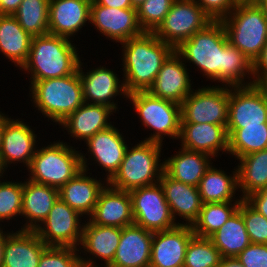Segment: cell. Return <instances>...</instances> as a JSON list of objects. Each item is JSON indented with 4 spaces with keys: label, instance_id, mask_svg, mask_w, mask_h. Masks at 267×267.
Wrapping results in <instances>:
<instances>
[{
    "label": "cell",
    "instance_id": "cell-19",
    "mask_svg": "<svg viewBox=\"0 0 267 267\" xmlns=\"http://www.w3.org/2000/svg\"><path fill=\"white\" fill-rule=\"evenodd\" d=\"M188 70L187 64L174 50L164 61L148 92L155 97L181 104L194 90Z\"/></svg>",
    "mask_w": 267,
    "mask_h": 267
},
{
    "label": "cell",
    "instance_id": "cell-42",
    "mask_svg": "<svg viewBox=\"0 0 267 267\" xmlns=\"http://www.w3.org/2000/svg\"><path fill=\"white\" fill-rule=\"evenodd\" d=\"M80 256L75 247H48L42 253L38 267H79Z\"/></svg>",
    "mask_w": 267,
    "mask_h": 267
},
{
    "label": "cell",
    "instance_id": "cell-22",
    "mask_svg": "<svg viewBox=\"0 0 267 267\" xmlns=\"http://www.w3.org/2000/svg\"><path fill=\"white\" fill-rule=\"evenodd\" d=\"M153 232L132 224L121 228L115 257L108 267H150Z\"/></svg>",
    "mask_w": 267,
    "mask_h": 267
},
{
    "label": "cell",
    "instance_id": "cell-15",
    "mask_svg": "<svg viewBox=\"0 0 267 267\" xmlns=\"http://www.w3.org/2000/svg\"><path fill=\"white\" fill-rule=\"evenodd\" d=\"M267 123V96L257 84L230 87L226 128Z\"/></svg>",
    "mask_w": 267,
    "mask_h": 267
},
{
    "label": "cell",
    "instance_id": "cell-33",
    "mask_svg": "<svg viewBox=\"0 0 267 267\" xmlns=\"http://www.w3.org/2000/svg\"><path fill=\"white\" fill-rule=\"evenodd\" d=\"M237 161L238 191L241 199L267 188V149L250 153Z\"/></svg>",
    "mask_w": 267,
    "mask_h": 267
},
{
    "label": "cell",
    "instance_id": "cell-29",
    "mask_svg": "<svg viewBox=\"0 0 267 267\" xmlns=\"http://www.w3.org/2000/svg\"><path fill=\"white\" fill-rule=\"evenodd\" d=\"M47 248L35 231L12 230L4 244L2 267H38Z\"/></svg>",
    "mask_w": 267,
    "mask_h": 267
},
{
    "label": "cell",
    "instance_id": "cell-26",
    "mask_svg": "<svg viewBox=\"0 0 267 267\" xmlns=\"http://www.w3.org/2000/svg\"><path fill=\"white\" fill-rule=\"evenodd\" d=\"M26 180V181H25ZM22 182L21 230L35 231L47 218L53 204L59 198L57 188L25 179Z\"/></svg>",
    "mask_w": 267,
    "mask_h": 267
},
{
    "label": "cell",
    "instance_id": "cell-3",
    "mask_svg": "<svg viewBox=\"0 0 267 267\" xmlns=\"http://www.w3.org/2000/svg\"><path fill=\"white\" fill-rule=\"evenodd\" d=\"M71 39L56 35L33 36L30 52L20 70L30 75V81L65 77L78 70L81 61Z\"/></svg>",
    "mask_w": 267,
    "mask_h": 267
},
{
    "label": "cell",
    "instance_id": "cell-14",
    "mask_svg": "<svg viewBox=\"0 0 267 267\" xmlns=\"http://www.w3.org/2000/svg\"><path fill=\"white\" fill-rule=\"evenodd\" d=\"M32 126L24 119H12L3 114V138L0 150V164L6 172L11 164L22 163L29 167L38 148V138ZM37 140V141H36Z\"/></svg>",
    "mask_w": 267,
    "mask_h": 267
},
{
    "label": "cell",
    "instance_id": "cell-25",
    "mask_svg": "<svg viewBox=\"0 0 267 267\" xmlns=\"http://www.w3.org/2000/svg\"><path fill=\"white\" fill-rule=\"evenodd\" d=\"M159 182L176 223L192 226L198 219L203 205L198 187L174 180L165 171H163ZM177 216L185 223L184 221L182 223L177 222Z\"/></svg>",
    "mask_w": 267,
    "mask_h": 267
},
{
    "label": "cell",
    "instance_id": "cell-10",
    "mask_svg": "<svg viewBox=\"0 0 267 267\" xmlns=\"http://www.w3.org/2000/svg\"><path fill=\"white\" fill-rule=\"evenodd\" d=\"M212 21L195 0H175L164 21L153 33L176 49Z\"/></svg>",
    "mask_w": 267,
    "mask_h": 267
},
{
    "label": "cell",
    "instance_id": "cell-11",
    "mask_svg": "<svg viewBox=\"0 0 267 267\" xmlns=\"http://www.w3.org/2000/svg\"><path fill=\"white\" fill-rule=\"evenodd\" d=\"M134 224L152 232L178 225L174 220L160 182L130 191Z\"/></svg>",
    "mask_w": 267,
    "mask_h": 267
},
{
    "label": "cell",
    "instance_id": "cell-50",
    "mask_svg": "<svg viewBox=\"0 0 267 267\" xmlns=\"http://www.w3.org/2000/svg\"><path fill=\"white\" fill-rule=\"evenodd\" d=\"M11 232L12 231H9V230L5 231L4 227H0V267H2V264H3V251H4V244H5V241H6V237Z\"/></svg>",
    "mask_w": 267,
    "mask_h": 267
},
{
    "label": "cell",
    "instance_id": "cell-8",
    "mask_svg": "<svg viewBox=\"0 0 267 267\" xmlns=\"http://www.w3.org/2000/svg\"><path fill=\"white\" fill-rule=\"evenodd\" d=\"M125 100L130 101L132 109L138 115L145 129L153 130L145 141L164 144V137L178 140L181 127L180 104L153 96L148 91L127 94Z\"/></svg>",
    "mask_w": 267,
    "mask_h": 267
},
{
    "label": "cell",
    "instance_id": "cell-57",
    "mask_svg": "<svg viewBox=\"0 0 267 267\" xmlns=\"http://www.w3.org/2000/svg\"><path fill=\"white\" fill-rule=\"evenodd\" d=\"M238 2H245L246 0H237Z\"/></svg>",
    "mask_w": 267,
    "mask_h": 267
},
{
    "label": "cell",
    "instance_id": "cell-51",
    "mask_svg": "<svg viewBox=\"0 0 267 267\" xmlns=\"http://www.w3.org/2000/svg\"><path fill=\"white\" fill-rule=\"evenodd\" d=\"M267 96V75L257 84Z\"/></svg>",
    "mask_w": 267,
    "mask_h": 267
},
{
    "label": "cell",
    "instance_id": "cell-49",
    "mask_svg": "<svg viewBox=\"0 0 267 267\" xmlns=\"http://www.w3.org/2000/svg\"><path fill=\"white\" fill-rule=\"evenodd\" d=\"M218 267H244V266L237 259V257H225V258H221V261Z\"/></svg>",
    "mask_w": 267,
    "mask_h": 267
},
{
    "label": "cell",
    "instance_id": "cell-12",
    "mask_svg": "<svg viewBox=\"0 0 267 267\" xmlns=\"http://www.w3.org/2000/svg\"><path fill=\"white\" fill-rule=\"evenodd\" d=\"M81 217L85 218L58 198L35 232L48 247L79 248L84 225Z\"/></svg>",
    "mask_w": 267,
    "mask_h": 267
},
{
    "label": "cell",
    "instance_id": "cell-44",
    "mask_svg": "<svg viewBox=\"0 0 267 267\" xmlns=\"http://www.w3.org/2000/svg\"><path fill=\"white\" fill-rule=\"evenodd\" d=\"M195 2L212 20L226 17L238 4L237 0H195Z\"/></svg>",
    "mask_w": 267,
    "mask_h": 267
},
{
    "label": "cell",
    "instance_id": "cell-2",
    "mask_svg": "<svg viewBox=\"0 0 267 267\" xmlns=\"http://www.w3.org/2000/svg\"><path fill=\"white\" fill-rule=\"evenodd\" d=\"M122 45V71L127 94L148 91L164 61L175 50L153 32H144Z\"/></svg>",
    "mask_w": 267,
    "mask_h": 267
},
{
    "label": "cell",
    "instance_id": "cell-43",
    "mask_svg": "<svg viewBox=\"0 0 267 267\" xmlns=\"http://www.w3.org/2000/svg\"><path fill=\"white\" fill-rule=\"evenodd\" d=\"M236 257L244 267H267V244L250 243Z\"/></svg>",
    "mask_w": 267,
    "mask_h": 267
},
{
    "label": "cell",
    "instance_id": "cell-7",
    "mask_svg": "<svg viewBox=\"0 0 267 267\" xmlns=\"http://www.w3.org/2000/svg\"><path fill=\"white\" fill-rule=\"evenodd\" d=\"M229 43L254 62L267 43V14L258 4L238 2L224 18Z\"/></svg>",
    "mask_w": 267,
    "mask_h": 267
},
{
    "label": "cell",
    "instance_id": "cell-56",
    "mask_svg": "<svg viewBox=\"0 0 267 267\" xmlns=\"http://www.w3.org/2000/svg\"><path fill=\"white\" fill-rule=\"evenodd\" d=\"M261 0H246L245 2L252 3V4H258Z\"/></svg>",
    "mask_w": 267,
    "mask_h": 267
},
{
    "label": "cell",
    "instance_id": "cell-20",
    "mask_svg": "<svg viewBox=\"0 0 267 267\" xmlns=\"http://www.w3.org/2000/svg\"><path fill=\"white\" fill-rule=\"evenodd\" d=\"M191 225L153 232L150 267H183L189 241L194 237Z\"/></svg>",
    "mask_w": 267,
    "mask_h": 267
},
{
    "label": "cell",
    "instance_id": "cell-32",
    "mask_svg": "<svg viewBox=\"0 0 267 267\" xmlns=\"http://www.w3.org/2000/svg\"><path fill=\"white\" fill-rule=\"evenodd\" d=\"M32 36L13 15H0V53L19 69L26 62Z\"/></svg>",
    "mask_w": 267,
    "mask_h": 267
},
{
    "label": "cell",
    "instance_id": "cell-18",
    "mask_svg": "<svg viewBox=\"0 0 267 267\" xmlns=\"http://www.w3.org/2000/svg\"><path fill=\"white\" fill-rule=\"evenodd\" d=\"M83 221L85 223L83 225L82 240L78 248L79 253H84L83 255L85 257L83 255L80 256L81 265L89 267H100L103 265L104 267H108L115 257L121 237V228L96 225L88 219H83ZM96 259L101 260V262L103 260L104 264L101 263L99 265Z\"/></svg>",
    "mask_w": 267,
    "mask_h": 267
},
{
    "label": "cell",
    "instance_id": "cell-5",
    "mask_svg": "<svg viewBox=\"0 0 267 267\" xmlns=\"http://www.w3.org/2000/svg\"><path fill=\"white\" fill-rule=\"evenodd\" d=\"M132 145L128 146L119 170L108 181L115 189L130 192L153 185L164 171V161L160 159L163 144L140 140Z\"/></svg>",
    "mask_w": 267,
    "mask_h": 267
},
{
    "label": "cell",
    "instance_id": "cell-16",
    "mask_svg": "<svg viewBox=\"0 0 267 267\" xmlns=\"http://www.w3.org/2000/svg\"><path fill=\"white\" fill-rule=\"evenodd\" d=\"M83 62L80 61L78 73L80 76L84 103L106 105L112 108L115 112L119 111L116 97L122 96L127 98V92L124 87L123 80L113 69H108L106 66H99L84 72ZM120 80V81H119Z\"/></svg>",
    "mask_w": 267,
    "mask_h": 267
},
{
    "label": "cell",
    "instance_id": "cell-53",
    "mask_svg": "<svg viewBox=\"0 0 267 267\" xmlns=\"http://www.w3.org/2000/svg\"><path fill=\"white\" fill-rule=\"evenodd\" d=\"M145 0H131L132 7L133 8H138Z\"/></svg>",
    "mask_w": 267,
    "mask_h": 267
},
{
    "label": "cell",
    "instance_id": "cell-48",
    "mask_svg": "<svg viewBox=\"0 0 267 267\" xmlns=\"http://www.w3.org/2000/svg\"><path fill=\"white\" fill-rule=\"evenodd\" d=\"M98 5L119 9L133 8L131 0H94Z\"/></svg>",
    "mask_w": 267,
    "mask_h": 267
},
{
    "label": "cell",
    "instance_id": "cell-9",
    "mask_svg": "<svg viewBox=\"0 0 267 267\" xmlns=\"http://www.w3.org/2000/svg\"><path fill=\"white\" fill-rule=\"evenodd\" d=\"M230 87L220 84L194 89L180 104L181 123L227 126Z\"/></svg>",
    "mask_w": 267,
    "mask_h": 267
},
{
    "label": "cell",
    "instance_id": "cell-4",
    "mask_svg": "<svg viewBox=\"0 0 267 267\" xmlns=\"http://www.w3.org/2000/svg\"><path fill=\"white\" fill-rule=\"evenodd\" d=\"M29 83L30 99L32 98V106H35L33 109L36 108L44 118L56 125H60L84 103L78 70L65 77L29 81Z\"/></svg>",
    "mask_w": 267,
    "mask_h": 267
},
{
    "label": "cell",
    "instance_id": "cell-30",
    "mask_svg": "<svg viewBox=\"0 0 267 267\" xmlns=\"http://www.w3.org/2000/svg\"><path fill=\"white\" fill-rule=\"evenodd\" d=\"M164 158V171L174 180L198 187L200 180L215 159L202 152L179 148L171 157Z\"/></svg>",
    "mask_w": 267,
    "mask_h": 267
},
{
    "label": "cell",
    "instance_id": "cell-23",
    "mask_svg": "<svg viewBox=\"0 0 267 267\" xmlns=\"http://www.w3.org/2000/svg\"><path fill=\"white\" fill-rule=\"evenodd\" d=\"M92 0H50L49 34L71 39L90 23ZM88 21V22H87Z\"/></svg>",
    "mask_w": 267,
    "mask_h": 267
},
{
    "label": "cell",
    "instance_id": "cell-27",
    "mask_svg": "<svg viewBox=\"0 0 267 267\" xmlns=\"http://www.w3.org/2000/svg\"><path fill=\"white\" fill-rule=\"evenodd\" d=\"M90 176L92 173L82 169L59 189V198L86 218L93 213L99 193L108 183L105 179L102 181L101 177L97 179V176Z\"/></svg>",
    "mask_w": 267,
    "mask_h": 267
},
{
    "label": "cell",
    "instance_id": "cell-6",
    "mask_svg": "<svg viewBox=\"0 0 267 267\" xmlns=\"http://www.w3.org/2000/svg\"><path fill=\"white\" fill-rule=\"evenodd\" d=\"M69 142L56 140L38 147L28 170L27 179L58 190L81 170V155Z\"/></svg>",
    "mask_w": 267,
    "mask_h": 267
},
{
    "label": "cell",
    "instance_id": "cell-24",
    "mask_svg": "<svg viewBox=\"0 0 267 267\" xmlns=\"http://www.w3.org/2000/svg\"><path fill=\"white\" fill-rule=\"evenodd\" d=\"M182 148L202 152L211 157L228 154L226 126L209 123H181L178 141Z\"/></svg>",
    "mask_w": 267,
    "mask_h": 267
},
{
    "label": "cell",
    "instance_id": "cell-54",
    "mask_svg": "<svg viewBox=\"0 0 267 267\" xmlns=\"http://www.w3.org/2000/svg\"><path fill=\"white\" fill-rule=\"evenodd\" d=\"M258 5L264 10V12L267 14V0H261Z\"/></svg>",
    "mask_w": 267,
    "mask_h": 267
},
{
    "label": "cell",
    "instance_id": "cell-55",
    "mask_svg": "<svg viewBox=\"0 0 267 267\" xmlns=\"http://www.w3.org/2000/svg\"><path fill=\"white\" fill-rule=\"evenodd\" d=\"M6 173H5V171L3 170V168H2V166H1V164H0V178H4V175H5Z\"/></svg>",
    "mask_w": 267,
    "mask_h": 267
},
{
    "label": "cell",
    "instance_id": "cell-36",
    "mask_svg": "<svg viewBox=\"0 0 267 267\" xmlns=\"http://www.w3.org/2000/svg\"><path fill=\"white\" fill-rule=\"evenodd\" d=\"M240 203L241 201L204 203L198 219L192 225L194 235L209 238L238 210Z\"/></svg>",
    "mask_w": 267,
    "mask_h": 267
},
{
    "label": "cell",
    "instance_id": "cell-39",
    "mask_svg": "<svg viewBox=\"0 0 267 267\" xmlns=\"http://www.w3.org/2000/svg\"><path fill=\"white\" fill-rule=\"evenodd\" d=\"M22 181H7L0 178V227L1 222L21 216ZM16 217V218H15Z\"/></svg>",
    "mask_w": 267,
    "mask_h": 267
},
{
    "label": "cell",
    "instance_id": "cell-41",
    "mask_svg": "<svg viewBox=\"0 0 267 267\" xmlns=\"http://www.w3.org/2000/svg\"><path fill=\"white\" fill-rule=\"evenodd\" d=\"M238 211L242 214L251 243L267 244V218L253 209L244 199Z\"/></svg>",
    "mask_w": 267,
    "mask_h": 267
},
{
    "label": "cell",
    "instance_id": "cell-34",
    "mask_svg": "<svg viewBox=\"0 0 267 267\" xmlns=\"http://www.w3.org/2000/svg\"><path fill=\"white\" fill-rule=\"evenodd\" d=\"M209 239L222 258L236 257L251 243L244 219L238 210Z\"/></svg>",
    "mask_w": 267,
    "mask_h": 267
},
{
    "label": "cell",
    "instance_id": "cell-37",
    "mask_svg": "<svg viewBox=\"0 0 267 267\" xmlns=\"http://www.w3.org/2000/svg\"><path fill=\"white\" fill-rule=\"evenodd\" d=\"M50 0H22L13 16L20 26L33 36L49 34Z\"/></svg>",
    "mask_w": 267,
    "mask_h": 267
},
{
    "label": "cell",
    "instance_id": "cell-31",
    "mask_svg": "<svg viewBox=\"0 0 267 267\" xmlns=\"http://www.w3.org/2000/svg\"><path fill=\"white\" fill-rule=\"evenodd\" d=\"M214 166L212 163L198 186L202 203L242 201L243 199L237 196L238 199L235 195L239 190L237 166L229 175L220 167L217 169Z\"/></svg>",
    "mask_w": 267,
    "mask_h": 267
},
{
    "label": "cell",
    "instance_id": "cell-45",
    "mask_svg": "<svg viewBox=\"0 0 267 267\" xmlns=\"http://www.w3.org/2000/svg\"><path fill=\"white\" fill-rule=\"evenodd\" d=\"M244 200L258 213L267 218V188L252 193Z\"/></svg>",
    "mask_w": 267,
    "mask_h": 267
},
{
    "label": "cell",
    "instance_id": "cell-35",
    "mask_svg": "<svg viewBox=\"0 0 267 267\" xmlns=\"http://www.w3.org/2000/svg\"><path fill=\"white\" fill-rule=\"evenodd\" d=\"M226 129L228 154L236 160L250 153L267 149V123Z\"/></svg>",
    "mask_w": 267,
    "mask_h": 267
},
{
    "label": "cell",
    "instance_id": "cell-46",
    "mask_svg": "<svg viewBox=\"0 0 267 267\" xmlns=\"http://www.w3.org/2000/svg\"><path fill=\"white\" fill-rule=\"evenodd\" d=\"M267 75V43L253 62V84H258Z\"/></svg>",
    "mask_w": 267,
    "mask_h": 267
},
{
    "label": "cell",
    "instance_id": "cell-52",
    "mask_svg": "<svg viewBox=\"0 0 267 267\" xmlns=\"http://www.w3.org/2000/svg\"><path fill=\"white\" fill-rule=\"evenodd\" d=\"M3 138V113L0 111V150L2 145Z\"/></svg>",
    "mask_w": 267,
    "mask_h": 267
},
{
    "label": "cell",
    "instance_id": "cell-17",
    "mask_svg": "<svg viewBox=\"0 0 267 267\" xmlns=\"http://www.w3.org/2000/svg\"><path fill=\"white\" fill-rule=\"evenodd\" d=\"M90 24L106 39L120 44L144 33L136 8H109L98 5L94 0L90 5Z\"/></svg>",
    "mask_w": 267,
    "mask_h": 267
},
{
    "label": "cell",
    "instance_id": "cell-40",
    "mask_svg": "<svg viewBox=\"0 0 267 267\" xmlns=\"http://www.w3.org/2000/svg\"><path fill=\"white\" fill-rule=\"evenodd\" d=\"M175 0H145L138 6V21L144 32H154L164 21Z\"/></svg>",
    "mask_w": 267,
    "mask_h": 267
},
{
    "label": "cell",
    "instance_id": "cell-38",
    "mask_svg": "<svg viewBox=\"0 0 267 267\" xmlns=\"http://www.w3.org/2000/svg\"><path fill=\"white\" fill-rule=\"evenodd\" d=\"M221 258L209 238L194 236L189 241L183 267H218Z\"/></svg>",
    "mask_w": 267,
    "mask_h": 267
},
{
    "label": "cell",
    "instance_id": "cell-21",
    "mask_svg": "<svg viewBox=\"0 0 267 267\" xmlns=\"http://www.w3.org/2000/svg\"><path fill=\"white\" fill-rule=\"evenodd\" d=\"M88 220L96 225L119 228L134 224L130 192L115 189L107 183L100 191Z\"/></svg>",
    "mask_w": 267,
    "mask_h": 267
},
{
    "label": "cell",
    "instance_id": "cell-13",
    "mask_svg": "<svg viewBox=\"0 0 267 267\" xmlns=\"http://www.w3.org/2000/svg\"><path fill=\"white\" fill-rule=\"evenodd\" d=\"M123 135L120 129L115 127V125H111L88 138L84 142L86 148L88 147L86 152V154L89 153L87 154L88 159L85 157V153L80 152L82 169L89 171L90 167L88 165L92 164L88 163L90 162L88 160L95 161L93 164L97 163L96 166L102 167L101 170H105L107 177L104 176L103 179L108 182L119 170L129 146Z\"/></svg>",
    "mask_w": 267,
    "mask_h": 267
},
{
    "label": "cell",
    "instance_id": "cell-1",
    "mask_svg": "<svg viewBox=\"0 0 267 267\" xmlns=\"http://www.w3.org/2000/svg\"><path fill=\"white\" fill-rule=\"evenodd\" d=\"M175 51L185 64L192 63L211 82L227 87L253 84V63L229 43L221 20L210 22Z\"/></svg>",
    "mask_w": 267,
    "mask_h": 267
},
{
    "label": "cell",
    "instance_id": "cell-28",
    "mask_svg": "<svg viewBox=\"0 0 267 267\" xmlns=\"http://www.w3.org/2000/svg\"><path fill=\"white\" fill-rule=\"evenodd\" d=\"M117 113L106 105L83 103L71 113L59 126L73 139L85 142L99 131L112 125L110 116Z\"/></svg>",
    "mask_w": 267,
    "mask_h": 267
},
{
    "label": "cell",
    "instance_id": "cell-47",
    "mask_svg": "<svg viewBox=\"0 0 267 267\" xmlns=\"http://www.w3.org/2000/svg\"><path fill=\"white\" fill-rule=\"evenodd\" d=\"M22 0H0V15H13Z\"/></svg>",
    "mask_w": 267,
    "mask_h": 267
}]
</instances>
